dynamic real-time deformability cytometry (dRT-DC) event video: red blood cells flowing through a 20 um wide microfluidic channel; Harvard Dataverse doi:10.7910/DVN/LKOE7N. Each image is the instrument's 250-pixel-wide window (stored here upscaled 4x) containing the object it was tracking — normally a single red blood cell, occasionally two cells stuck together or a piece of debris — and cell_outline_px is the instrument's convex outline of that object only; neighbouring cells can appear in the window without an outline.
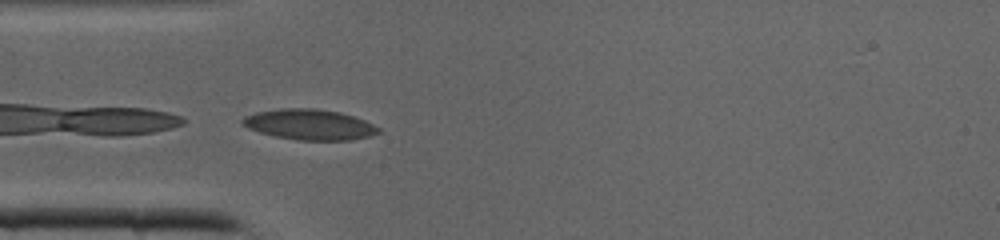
{"species": "common noctule bat (a hibernating species)", "species_latin": "Nyctalus noctula", "temperature_condition": "cold", "stored_images_in_passage": 32, "camera_frame_rate_fps": 3000, "um_per_image_px": 0.085, "animal": {"sex": "male", "body_mass_g": 19.0, "forearm_length_mm": 50.8}, "frame": {"image": 1, "passage_image": 5, "time_ms": 1.333, "image_size_px": [1000, 240], "cell_outline_px": [[380, 132], [372, 136], [352, 140], [300, 140], [276, 136], [260, 132], [248, 128], [240, 124], [240, 120], [244, 116], [256, 112], [280, 108], [316, 108], [340, 112], [364, 120], [380, 128]], "centroid_in_image_um": [26.3, 10.58], "position_along_channel_um": 58.7, "area_um2": 24.28}}
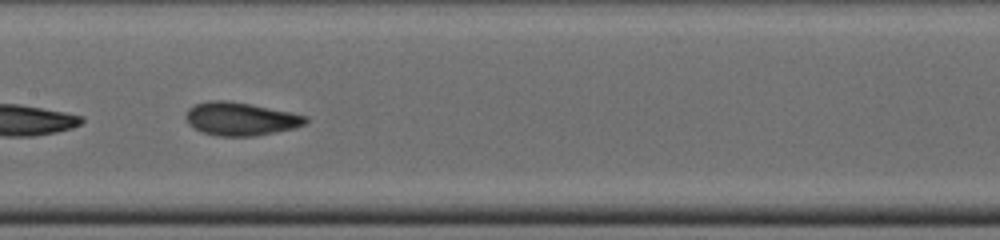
{"frame": {"image": 2, "passage_image": 13, "time_ms": 4.0, "image_size_px": [1000, 240], "cell_outline_px": [[308, 120], [304, 124], [292, 128], [256, 136], [216, 136], [204, 132], [188, 124], [184, 116], [188, 108], [196, 104], [208, 100], [224, 100], [252, 104], [308, 116]], "centroid_in_image_um": [20.41, 10.09], "position_along_channel_um": 187.0, "area_um2": 23.06}}
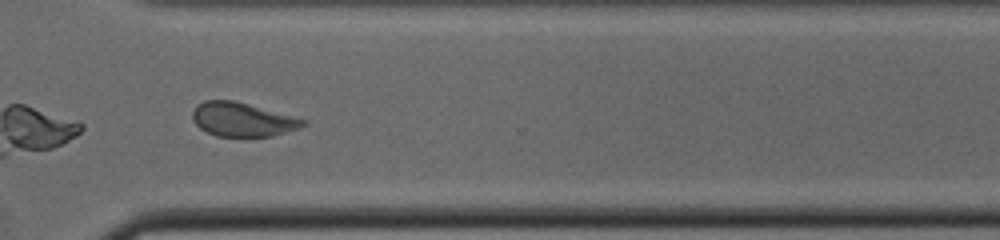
{"frame": {"image": 3, "passage_image": 23, "time_ms": 7.333, "image_size_px": [1000, 240], "cell_outline_px": [[308, 124], [300, 128], [272, 136], [244, 140], [216, 136], [200, 128], [192, 120], [192, 112], [196, 104], [204, 100], [232, 100], [248, 104], [308, 120]], "centroid_in_image_um": [20.61, 10.21], "position_along_channel_um": 350.0, "area_um2": 22.66}}